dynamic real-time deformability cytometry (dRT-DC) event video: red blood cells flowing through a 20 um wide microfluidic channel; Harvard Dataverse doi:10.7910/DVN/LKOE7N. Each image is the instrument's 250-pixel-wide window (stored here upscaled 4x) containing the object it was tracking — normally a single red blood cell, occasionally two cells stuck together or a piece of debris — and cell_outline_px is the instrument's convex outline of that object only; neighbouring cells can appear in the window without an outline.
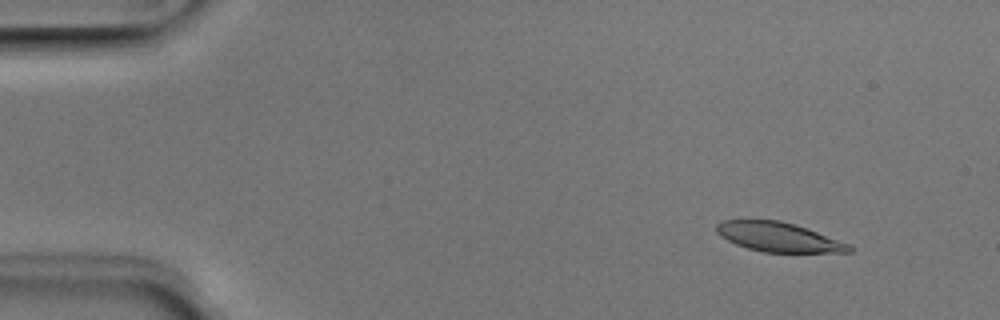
{"species": "Egyptian fruit bat (a non-hibernating species)", "species_latin": "Rousettus aegyptiacus", "temperature_condition": "room temperature", "stored_images_in_passage": 51, "camera_frame_rate_fps": 3000, "um_per_image_px": 0.085, "animal": {"sex": "male"}, "frame": {"image": 1, "passage_image": 5, "time_ms": 1.333, "image_size_px": [1000, 320], "cell_outline_px": [[852, 252], [764, 252], [748, 248], [736, 244], [720, 236], [716, 232], [716, 224], [720, 220], [780, 220], [796, 224], [852, 244]], "centroid_in_image_um": [66.2, 20.14], "position_along_channel_um": 18.8, "area_um2": 22.83}}
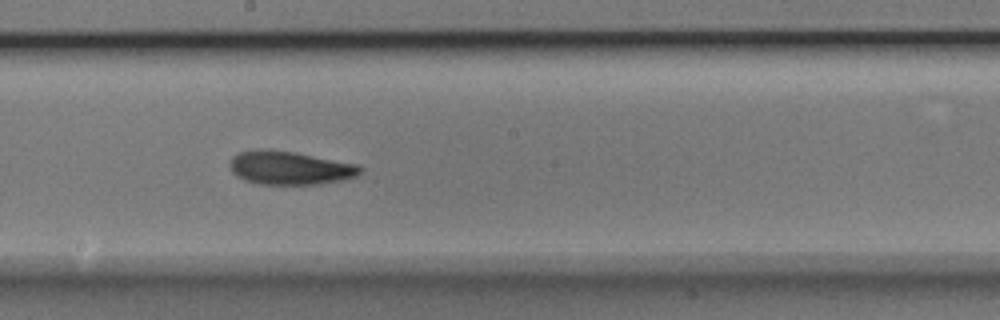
{"frame": {"image": 2, "passage_image": 28, "time_ms": 9.0, "image_size_px": [1000, 320], "cell_outline_px": [[364, 168], [356, 176], [348, 180], [320, 184], [256, 184], [244, 180], [236, 176], [232, 172], [232, 156], [240, 152], [296, 152], [360, 164]], "centroid_in_image_um": [24.78, 14.32], "position_along_channel_um": 223.4, "area_um2": 24.97}}
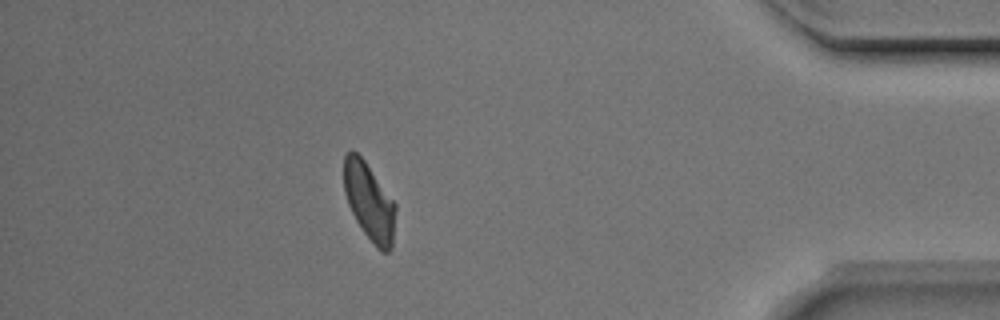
{"frame": {"image": 3, "passage_image": 45, "time_ms": 14.667, "image_size_px": [1000, 320], "cell_outline_px": [[396, 208], [392, 248], [388, 252], [380, 252], [376, 248], [364, 232], [356, 220], [348, 204], [344, 192], [344, 156], [352, 148], [364, 160], [396, 204]], "centroid_in_image_um": [31.39, 17.16], "position_along_channel_um": 403.8, "area_um2": 23.24}, "authors_computed_cell_mechanics": {"area_um2": 24.1604, "velocity_mm_per_s": 3.9432, "shape_relaxation_time_tau1_ms": 7.1267, "shape_relaxation_time_tau2_ms": 7.2514, "deformation_change_tau1": 0.1973, "deformation_change_tau2": 0.1416}}